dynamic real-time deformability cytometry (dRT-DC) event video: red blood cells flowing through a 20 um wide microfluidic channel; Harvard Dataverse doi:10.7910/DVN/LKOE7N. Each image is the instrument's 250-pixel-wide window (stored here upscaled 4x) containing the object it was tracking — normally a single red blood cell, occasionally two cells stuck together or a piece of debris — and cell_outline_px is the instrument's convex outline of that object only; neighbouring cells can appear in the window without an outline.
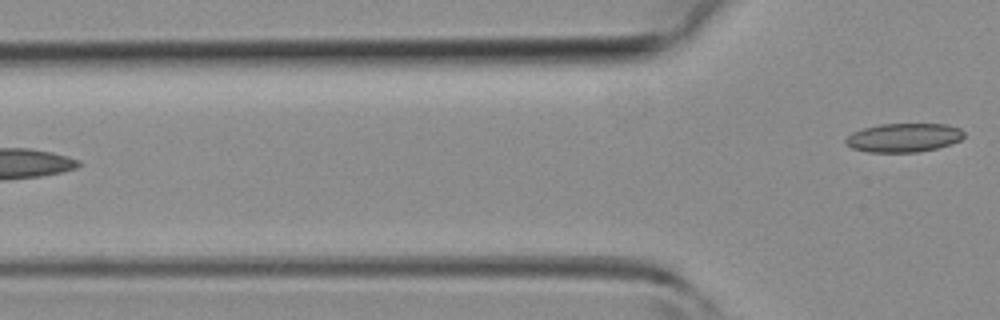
{"species": "common noctule bat (a hibernating species)", "species_latin": "Nyctalus noctula", "temperature_condition": "room temperature", "stored_images_in_passage": 4, "camera_frame_rate_fps": 3000, "um_per_image_px": 0.085, "animal": {"sex": "female", "body_mass_g": 19.3, "forearm_length_mm": 54.1}, "frame": {"image": 1, "passage_image": 4, "time_ms": 3.333, "image_size_px": [1000, 320], "cell_outline_px": [[964, 136], [960, 140], [936, 148], [916, 152], [868, 152], [852, 148], [844, 144], [844, 140], [852, 132], [864, 128], [880, 124], [948, 124], [960, 128], [964, 132]], "centroid_in_image_um": [76.79, 11.69], "position_along_channel_um": 49.0, "area_um2": 19.83}}